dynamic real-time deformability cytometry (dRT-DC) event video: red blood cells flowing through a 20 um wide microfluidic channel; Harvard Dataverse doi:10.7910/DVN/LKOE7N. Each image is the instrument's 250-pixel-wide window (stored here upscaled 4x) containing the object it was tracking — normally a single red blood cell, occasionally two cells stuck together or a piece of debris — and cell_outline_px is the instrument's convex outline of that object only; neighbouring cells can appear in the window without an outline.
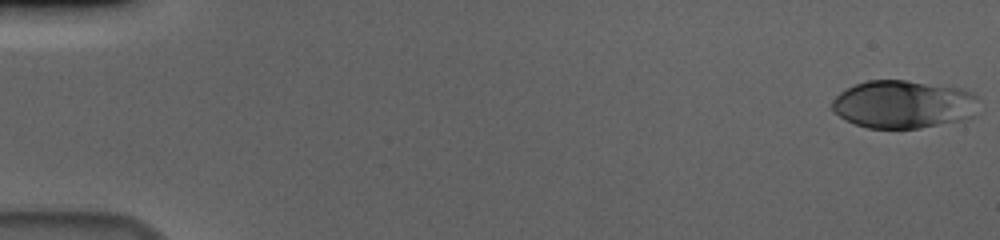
{"species": "human", "species_latin": "Homo sapiens", "temperature_condition": "cold", "stored_images_in_passage": 57, "camera_frame_rate_fps": 3000, "um_per_image_px": 0.085, "donor": {"sex": "male"}, "frame": {"image": 1, "passage_image": 1, "time_ms": 0.0, "image_size_px": [1000, 240], "cell_outline_px": [[976, 116], [968, 120], [920, 128], [868, 128], [856, 124], [832, 112], [832, 100], [840, 92], [856, 84], [868, 80], [904, 80], [964, 88], [972, 92], [976, 96]], "centroid_in_image_um": [76.84, 8.87], "position_along_channel_um": 8.2, "area_um2": 41.33}}
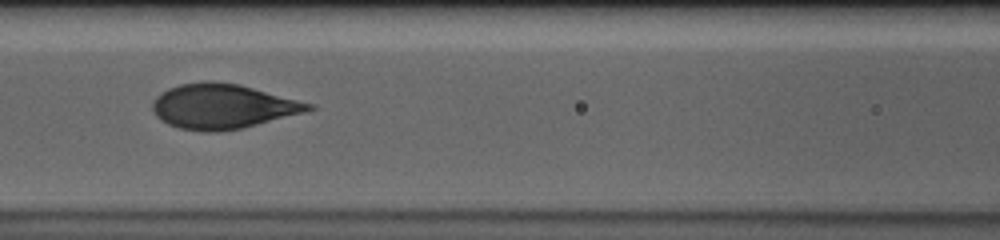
{"frame": {"image": 2, "passage_image": 26, "time_ms": 8.333, "image_size_px": [1000, 240], "cell_outline_px": [[316, 108], [304, 112], [240, 128], [216, 132], [204, 132], [180, 128], [168, 124], [160, 120], [156, 116], [152, 108], [152, 104], [156, 96], [168, 88], [180, 84], [204, 80], [240, 84], [316, 104]], "centroid_in_image_um": [18.92, 9.03], "position_along_channel_um": 147.7, "area_um2": 40.69}}
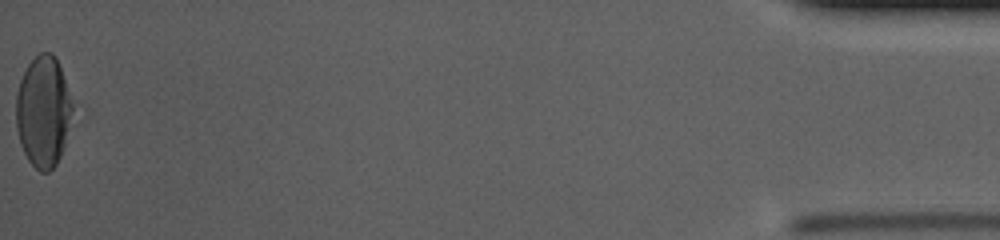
{"frame": {"image": 3, "passage_image": 57, "time_ms": 18.667, "image_size_px": [1000, 240], "cell_outline_px": [[72, 108], [64, 144], [60, 156], [56, 164], [48, 172], [40, 172], [28, 160], [20, 144], [16, 128], [16, 96], [20, 80], [28, 64], [40, 52], [52, 52], [60, 68], [72, 104]], "centroid_in_image_um": [3.64, 9.49], "position_along_channel_um": 431.6, "area_um2": 35.84}, "authors_computed_cell_mechanics": {"area_um2": 40.5178, "velocity_mm_per_s": 3.6481, "shape_relaxation_time_tau1_ms": 5.3166, "shape_relaxation_time_tau2_ms": null, "deformation_change_tau1": 0.2064, "deformation_change_tau2": null}}